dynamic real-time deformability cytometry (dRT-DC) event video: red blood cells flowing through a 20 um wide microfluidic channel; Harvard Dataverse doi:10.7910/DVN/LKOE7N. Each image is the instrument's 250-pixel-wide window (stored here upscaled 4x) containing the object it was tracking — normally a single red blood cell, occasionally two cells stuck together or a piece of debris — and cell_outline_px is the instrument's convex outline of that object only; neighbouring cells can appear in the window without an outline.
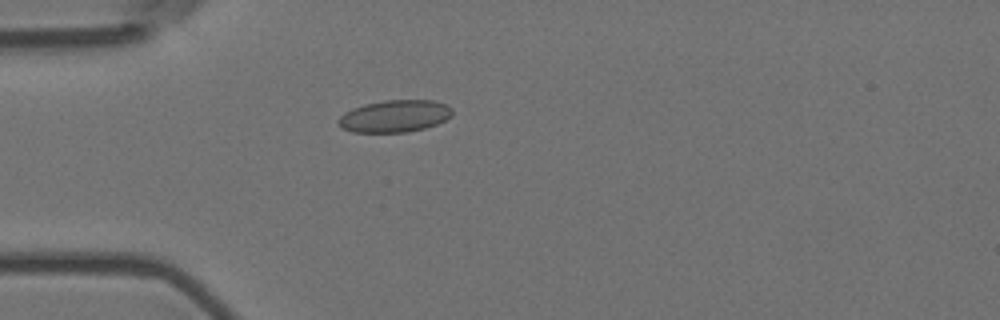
{"species": "Egyptian fruit bat (a non-hibernating species)", "species_latin": "Rousettus aegyptiacus", "temperature_condition": "room temperature", "stored_images_in_passage": 5, "camera_frame_rate_fps": 3000, "um_per_image_px": 0.085, "animal": {"sex": "female"}, "frame": {"image": 1, "passage_image": 5, "time_ms": 1.333, "image_size_px": [1000, 320], "cell_outline_px": [[452, 116], [436, 124], [424, 128], [408, 132], [352, 132], [340, 128], [336, 124], [336, 120], [344, 112], [352, 108], [364, 104], [384, 100], [432, 100], [444, 104], [452, 108]], "centroid_in_image_um": [33.49, 9.87], "position_along_channel_um": 51.5, "area_um2": 21.5}}